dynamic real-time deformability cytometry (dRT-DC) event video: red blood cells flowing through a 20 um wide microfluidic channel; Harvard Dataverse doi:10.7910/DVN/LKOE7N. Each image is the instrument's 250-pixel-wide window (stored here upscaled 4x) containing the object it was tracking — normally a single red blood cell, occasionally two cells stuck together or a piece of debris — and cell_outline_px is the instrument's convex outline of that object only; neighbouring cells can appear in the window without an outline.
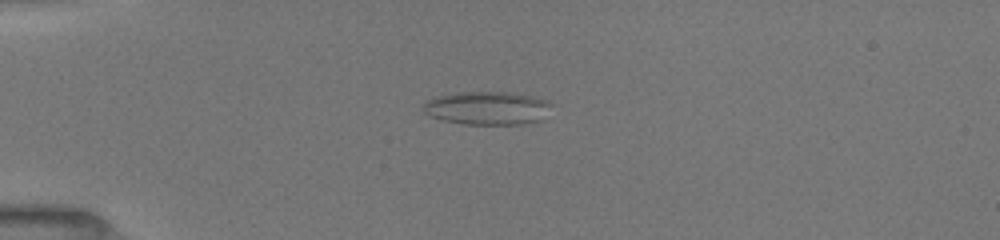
{"species": "common noctule bat (a hibernating species)", "species_latin": "Nyctalus noctula", "temperature_condition": "room temperature", "stored_images_in_passage": 39, "camera_frame_rate_fps": 3000, "um_per_image_px": 0.085, "animal": {"sex": "female", "body_mass_g": 19.5, "forearm_length_mm": 54.1}, "frame": {"image": 1, "passage_image": 1, "time_ms": 0.0, "image_size_px": [1000, 240], "cell_outline_px": [[552, 104], [544, 120], [520, 124], [464, 124], [444, 120], [432, 116], [424, 112], [424, 100], [436, 96], [456, 92], [512, 92], [544, 100]], "centroid_in_image_um": [41.41, 9.18], "position_along_channel_um": 43.6, "area_um2": 24.85}}
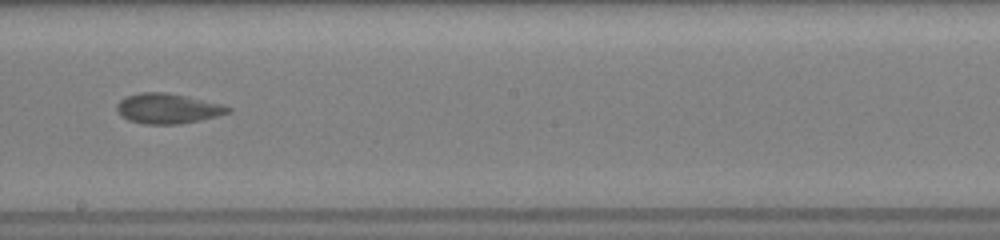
{"frame": {"image": 2, "passage_image": 18, "time_ms": 5.667, "image_size_px": [1000, 240], "cell_outline_px": [[232, 112], [200, 120], [180, 124], [144, 124], [128, 120], [120, 116], [116, 108], [116, 104], [124, 96], [140, 92], [168, 92], [220, 104], [232, 108]], "centroid_in_image_um": [14.21, 9.22], "position_along_channel_um": 234.0, "area_um2": 19.59}}
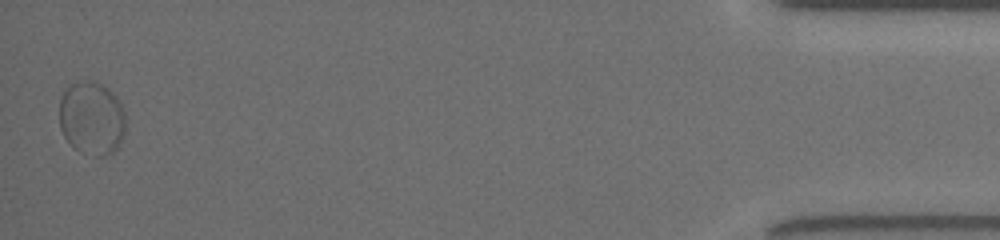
{"frame": {"image": 3, "passage_image": 39, "time_ms": 12.667, "image_size_px": [1000, 240], "cell_outline_px": [[124, 132], [120, 148], [104, 156], [96, 156], [80, 152], [72, 148], [64, 136], [60, 128], [60, 100], [68, 84], [84, 80], [96, 80], [108, 88], [120, 100], [124, 112]], "centroid_in_image_um": [7.8, 10.04], "position_along_channel_um": 427.4, "area_um2": 28.9}}